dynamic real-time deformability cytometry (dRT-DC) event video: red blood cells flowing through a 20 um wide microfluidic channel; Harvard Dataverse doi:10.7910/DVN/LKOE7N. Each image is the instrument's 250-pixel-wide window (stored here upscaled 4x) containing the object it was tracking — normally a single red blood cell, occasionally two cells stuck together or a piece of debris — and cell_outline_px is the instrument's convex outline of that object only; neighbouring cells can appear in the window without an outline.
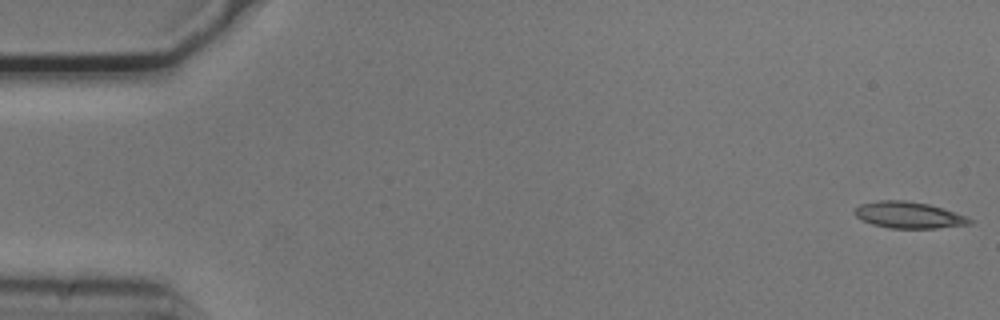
{"species": "common noctule bat (a hibernating species)", "species_latin": "Nyctalus noctula", "temperature_condition": "cold", "stored_images_in_passage": 16, "camera_frame_rate_fps": 3000, "um_per_image_px": 0.085, "animal": {"sex": "male", "body_mass_g": 20.5, "forearm_length_mm": 52.5}, "frame": {"image": 1, "passage_image": 1, "time_ms": 0.0, "image_size_px": [1000, 320], "cell_outline_px": [[976, 220], [972, 224], [936, 228], [888, 228], [872, 224], [856, 216], [852, 212], [860, 204], [880, 200], [904, 200], [928, 204], [944, 208]], "centroid_in_image_um": [77.27, 18.28], "position_along_channel_um": 7.7, "area_um2": 17.8}}
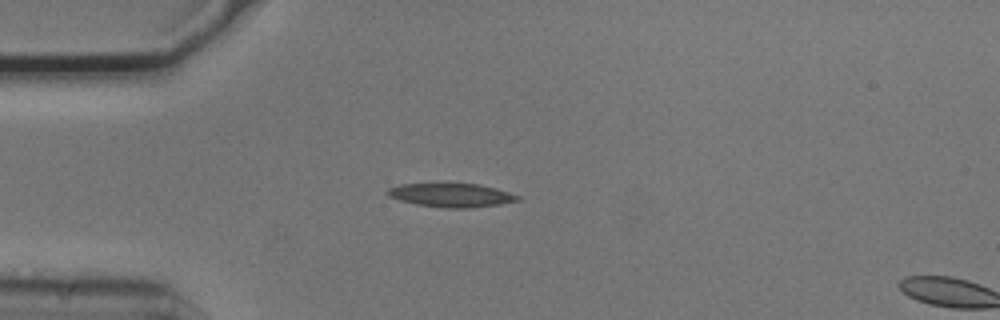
{"frame": {"image": 2, "passage_image": 14, "time_ms": 4.333, "image_size_px": [1000, 320], "cell_outline_px": [[520, 200], [500, 204], [468, 208], [444, 208], [416, 204], [400, 200], [388, 196], [384, 192], [388, 188], [400, 184], [440, 180], [444, 180], [480, 184], [496, 188], [520, 196]], "centroid_in_image_um": [38.28, 16.52], "position_along_channel_um": 46.7, "area_um2": 19.13}}